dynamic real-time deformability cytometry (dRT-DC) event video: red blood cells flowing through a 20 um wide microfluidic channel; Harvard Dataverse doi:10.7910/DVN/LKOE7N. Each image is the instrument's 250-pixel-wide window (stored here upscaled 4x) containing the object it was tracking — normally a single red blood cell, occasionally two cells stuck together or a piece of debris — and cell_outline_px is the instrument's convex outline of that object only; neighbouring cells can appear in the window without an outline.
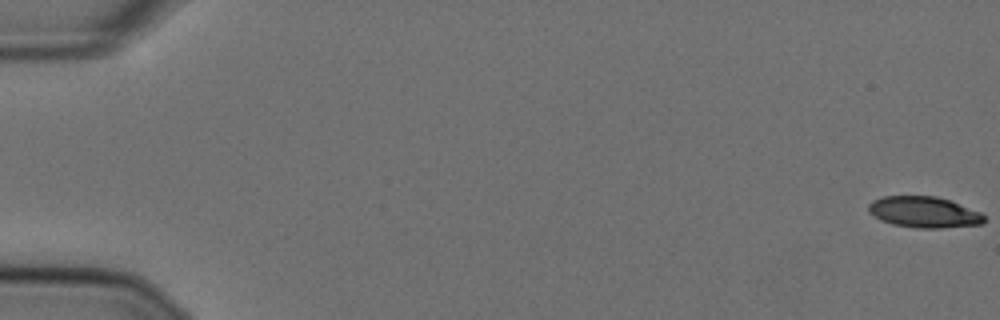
{"species": "Egyptian fruit bat (a non-hibernating species)", "species_latin": "Rousettus aegyptiacus", "temperature_condition": "cold", "stored_images_in_passage": 4, "camera_frame_rate_fps": 3000, "um_per_image_px": 0.085, "animal": {"sex": "female"}, "frame": {"image": 1, "passage_image": 1, "time_ms": 0.0, "image_size_px": [1000, 320], "cell_outline_px": [[984, 224], [940, 228], [916, 228], [892, 224], [880, 220], [868, 212], [868, 204], [872, 200], [884, 196], [936, 196], [948, 200], [980, 212], [984, 216]], "centroid_in_image_um": [78.5, 18.04], "position_along_channel_um": 6.5, "area_um2": 20.92}}